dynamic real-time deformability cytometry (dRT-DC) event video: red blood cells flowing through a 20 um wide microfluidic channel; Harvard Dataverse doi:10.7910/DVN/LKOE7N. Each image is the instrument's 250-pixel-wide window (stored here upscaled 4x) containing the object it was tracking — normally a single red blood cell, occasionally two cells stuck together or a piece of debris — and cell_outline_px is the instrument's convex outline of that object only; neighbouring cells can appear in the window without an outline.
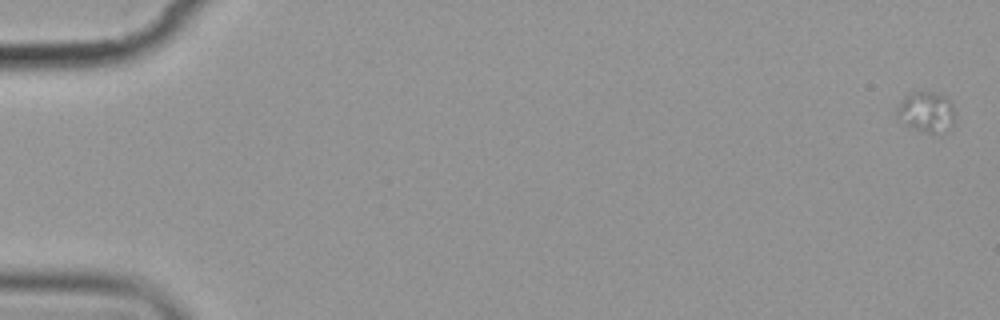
{"species": "common noctule bat (a hibernating species)", "species_latin": "Nyctalus noctula", "temperature_condition": "cold", "stored_images_in_passage": 2, "camera_frame_rate_fps": 3000, "um_per_image_px": 0.085, "animal": {"sex": "female", "body_mass_g": 19.9}, "frame": {"image": 1, "passage_image": 1, "time_ms": 0.0, "image_size_px": [1000, 320], "cell_outline_px": [[952, 124], [932, 132], [920, 132], [904, 124], [896, 112], [896, 108], [912, 92], [932, 92], [944, 96], [952, 100]], "centroid_in_image_um": [78.7, 9.48], "position_along_channel_um": 6.3, "area_um2": 12.89}}